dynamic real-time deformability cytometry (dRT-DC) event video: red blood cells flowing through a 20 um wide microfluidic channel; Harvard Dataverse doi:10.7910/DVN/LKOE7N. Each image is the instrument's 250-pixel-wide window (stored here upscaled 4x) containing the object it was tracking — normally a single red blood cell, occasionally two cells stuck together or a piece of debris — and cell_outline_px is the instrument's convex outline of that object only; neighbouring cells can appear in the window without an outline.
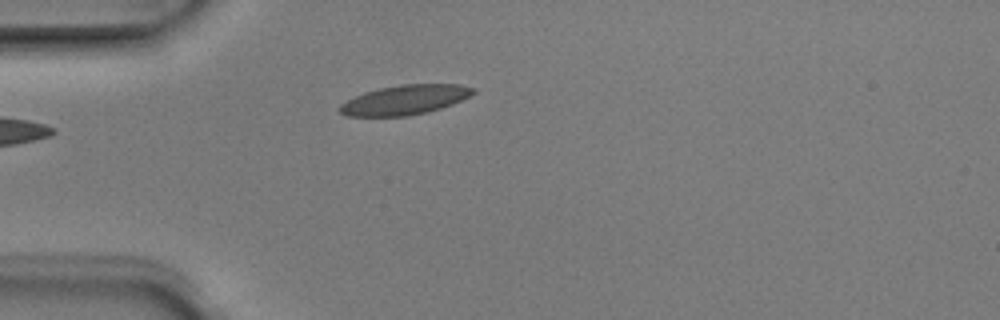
{"species": "Egyptian fruit bat (a non-hibernating species)", "species_latin": "Rousettus aegyptiacus", "temperature_condition": "room temperature", "stored_images_in_passage": 5, "camera_frame_rate_fps": 3000, "um_per_image_px": 0.085, "animal": {"sex": "male"}, "frame": {"image": 1, "passage_image": 4, "time_ms": 1.0, "image_size_px": [1000, 320], "cell_outline_px": [[476, 92], [452, 104], [428, 112], [408, 116], [348, 116], [340, 112], [336, 108], [340, 104], [364, 92], [380, 88], [400, 84], [460, 84], [476, 88]], "centroid_in_image_um": [34.41, 8.48], "position_along_channel_um": 50.6, "area_um2": 23.0}}